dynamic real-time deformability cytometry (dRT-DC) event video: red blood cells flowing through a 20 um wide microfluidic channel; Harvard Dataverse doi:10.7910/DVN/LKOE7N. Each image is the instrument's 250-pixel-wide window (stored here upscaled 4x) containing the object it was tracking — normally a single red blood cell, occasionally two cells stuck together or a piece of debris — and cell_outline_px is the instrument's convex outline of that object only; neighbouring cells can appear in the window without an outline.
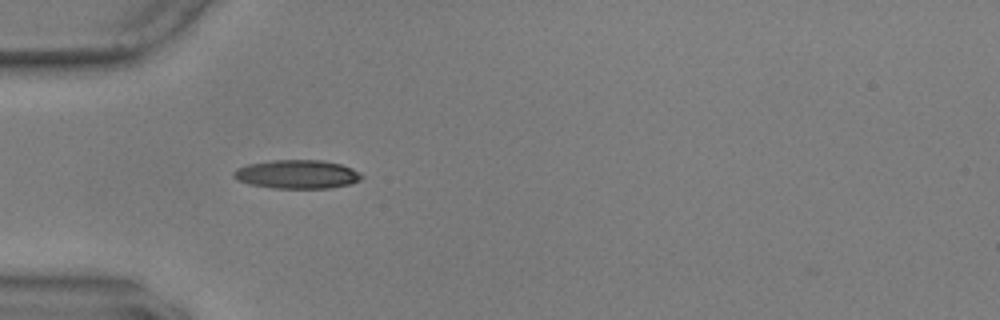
{"species": "common noctule bat (a hibernating species)", "species_latin": "Nyctalus noctula", "temperature_condition": "warm", "stored_images_in_passage": 40, "camera_frame_rate_fps": 3000, "um_per_image_px": 0.085, "animal": {"sex": "male", "body_mass_g": 17.9, "forearm_length_mm": 54.2}, "frame": {"image": 1, "passage_image": 1, "time_ms": 0.0, "image_size_px": [1000, 320], "cell_outline_px": [[364, 176], [360, 180], [352, 184], [328, 188], [272, 188], [248, 184], [236, 180], [232, 176], [232, 172], [236, 168], [248, 164], [272, 160], [324, 160], [340, 164], [352, 168], [360, 172]], "centroid_in_image_um": [25.24, 14.81], "position_along_channel_um": 59.8, "area_um2": 21.68}}
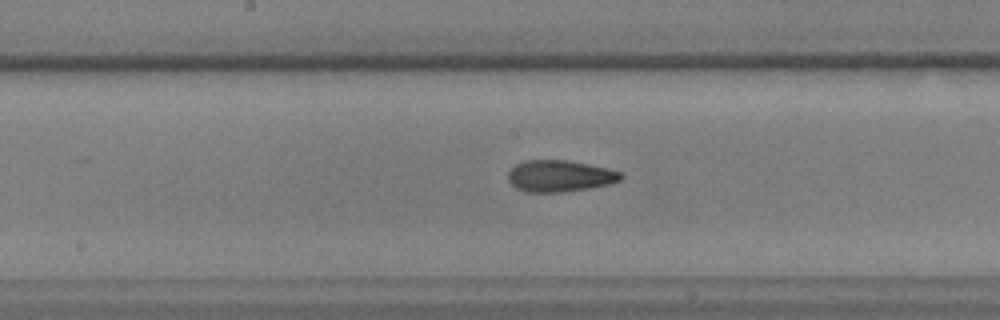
{"frame": {"image": 2, "passage_image": 13, "time_ms": 4.0, "image_size_px": [1000, 320], "cell_outline_px": [[624, 176], [620, 180], [612, 184], [564, 192], [528, 192], [516, 188], [508, 180], [508, 172], [516, 164], [524, 160], [564, 160], [588, 164], [608, 168], [620, 172]], "centroid_in_image_um": [47.59, 14.96], "position_along_channel_um": 200.6, "area_um2": 20.75}}
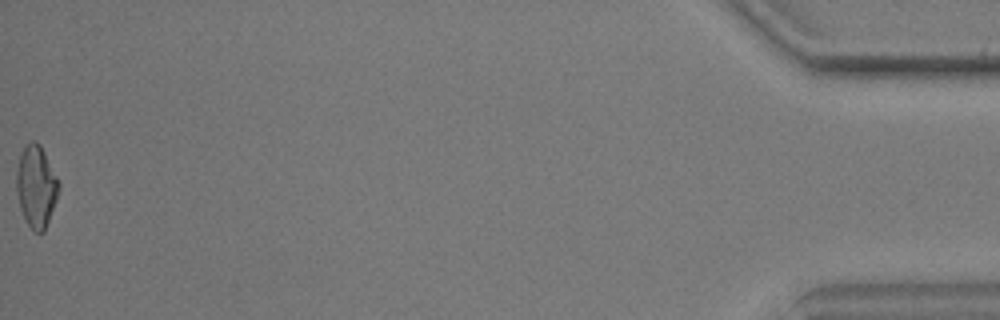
{"frame": {"image": 3, "passage_image": 40, "time_ms": 13.0, "image_size_px": [1000, 320], "cell_outline_px": [[60, 188], [56, 200], [44, 232], [36, 232], [28, 224], [20, 208], [16, 192], [16, 172], [20, 152], [32, 140], [36, 140], [40, 144], [60, 180]], "centroid_in_image_um": [3.09, 15.81], "position_along_channel_um": 432.1, "area_um2": 20.29}, "authors_computed_cell_mechanics": {"area_um2": 20.2589, "velocity_mm_per_s": 3.6082, "shape_relaxation_time_tau1_ms": 9.9045, "shape_relaxation_time_tau2_ms": 2.2956, "deformation_change_tau1": 0.2455, "deformation_change_tau2": 0.0921}}